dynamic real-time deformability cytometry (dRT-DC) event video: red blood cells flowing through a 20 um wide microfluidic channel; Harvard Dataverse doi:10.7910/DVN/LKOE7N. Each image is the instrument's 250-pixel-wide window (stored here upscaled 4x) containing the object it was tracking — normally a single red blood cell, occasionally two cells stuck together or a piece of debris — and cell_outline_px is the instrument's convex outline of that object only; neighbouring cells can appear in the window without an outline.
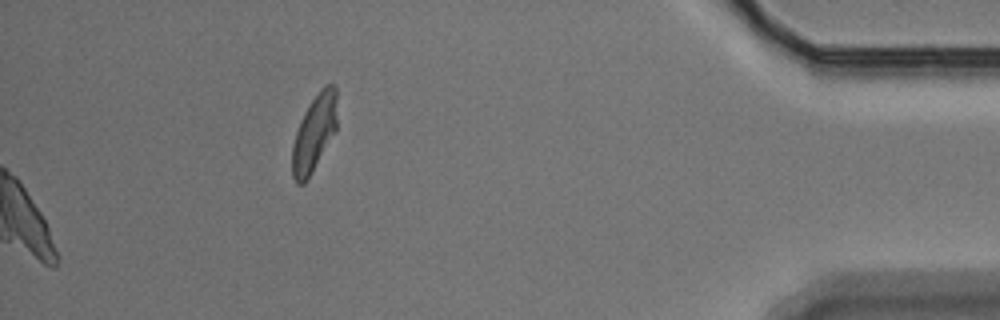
{"species": "Egyptian fruit bat (a non-hibernating species)", "species_latin": "Rousettus aegyptiacus", "temperature_condition": "warm", "stored_images_in_passage": 61, "camera_frame_rate_fps": 3000, "um_per_image_px": 0.085, "animal": {"sex": "male"}, "frame": {"image": 1, "passage_image": 61, "time_ms": 20.0, "image_size_px": [1000, 320], "cell_outline_px": [[336, 132], [308, 180], [304, 184], [296, 184], [292, 176], [292, 144], [300, 120], [304, 112], [320, 88], [324, 84], [336, 84]], "centroid_in_image_um": [26.71, 11.34], "position_along_channel_um": 408.5, "area_um2": 20.35}}